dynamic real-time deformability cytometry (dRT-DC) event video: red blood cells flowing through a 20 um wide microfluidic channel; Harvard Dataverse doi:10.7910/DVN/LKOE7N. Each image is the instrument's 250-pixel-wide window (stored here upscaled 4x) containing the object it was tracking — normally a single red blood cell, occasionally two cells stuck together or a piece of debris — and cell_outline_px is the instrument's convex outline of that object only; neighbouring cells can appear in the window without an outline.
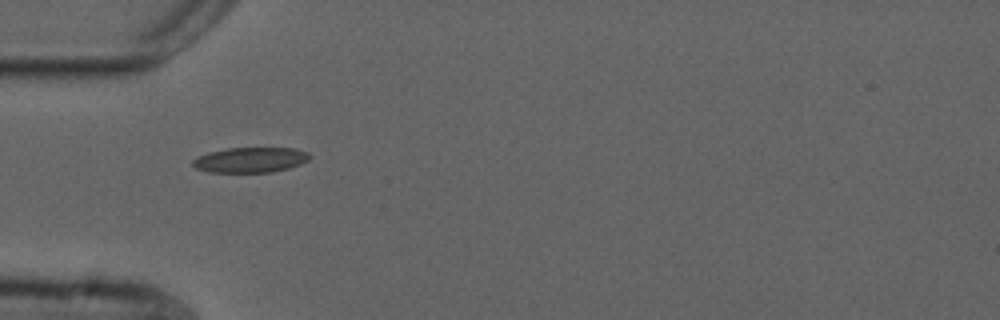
{"species": "common noctule bat (a hibernating species)", "species_latin": "Nyctalus noctula", "temperature_condition": "cold", "stored_images_in_passage": 4, "camera_frame_rate_fps": 3000, "um_per_image_px": 0.085, "animal": {"sex": "male", "forearm_length_mm": 52.5}, "frame": {"image": 1, "passage_image": 1, "time_ms": 0.0, "image_size_px": [1000, 320], "cell_outline_px": [[312, 156], [308, 160], [300, 164], [288, 168], [272, 172], [208, 172], [196, 168], [192, 164], [192, 160], [196, 156], [208, 152], [228, 148], [296, 148], [308, 152]], "centroid_in_image_um": [21.28, 13.58], "position_along_channel_um": 63.7, "area_um2": 17.28}}
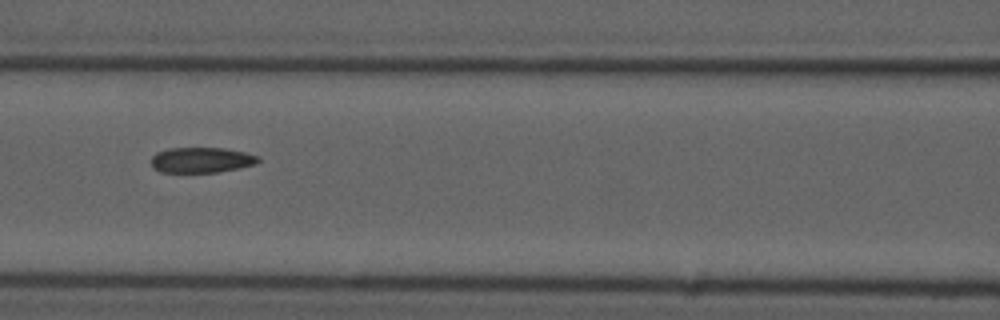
{"frame": {"image": 2, "passage_image": 3, "time_ms": 2.333, "image_size_px": [1000, 320], "cell_outline_px": [[260, 160], [256, 164], [240, 168], [216, 172], [160, 172], [152, 168], [152, 156], [156, 152], [168, 148], [224, 148], [244, 152], [260, 156]], "centroid_in_image_um": [17.12, 13.6], "position_along_channel_um": 149.5, "area_um2": 15.95}}
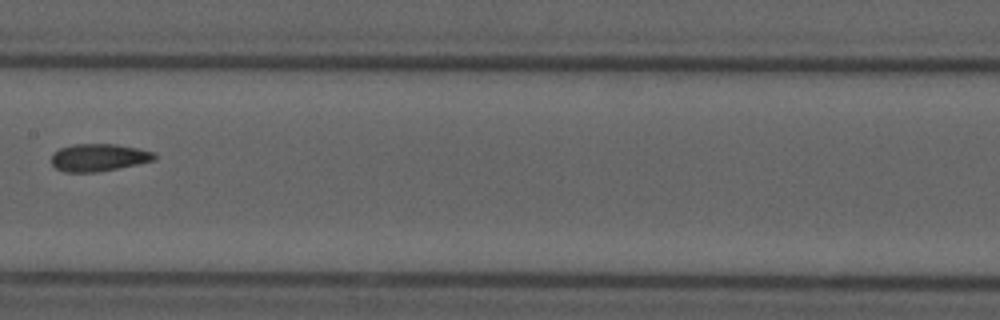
{"frame": {"image": 3, "passage_image": 4, "time_ms": 3.667, "image_size_px": [1000, 320], "cell_outline_px": [[156, 160], [96, 172], [64, 172], [56, 168], [52, 164], [52, 152], [60, 148], [72, 144], [116, 144], [136, 148], [152, 152], [156, 156]], "centroid_in_image_um": [8.34, 13.38], "position_along_channel_um": 199.1, "area_um2": 16.36}}